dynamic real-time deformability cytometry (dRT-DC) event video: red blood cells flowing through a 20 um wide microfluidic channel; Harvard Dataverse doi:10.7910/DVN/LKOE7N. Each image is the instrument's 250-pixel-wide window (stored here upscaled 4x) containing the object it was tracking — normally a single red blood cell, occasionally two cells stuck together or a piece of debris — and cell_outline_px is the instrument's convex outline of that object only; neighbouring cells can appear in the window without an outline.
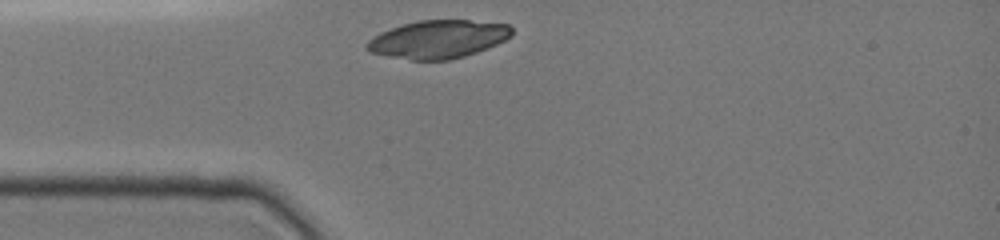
{"species": "common noctule bat (a hibernating species)", "species_latin": "Nyctalus noctula", "temperature_condition": "cold", "stored_images_in_passage": 16, "camera_frame_rate_fps": 3000, "um_per_image_px": 0.085, "animal": {"sex": "female", "body_mass_g": 19.0, "forearm_length_mm": 51.5}, "frame": {"image": 1, "passage_image": 1, "time_ms": 0.0, "image_size_px": [1000, 240], "cell_outline_px": [[512, 36], [496, 44], [476, 52], [464, 56], [448, 60], [412, 60], [388, 56], [372, 52], [364, 48], [364, 44], [368, 40], [380, 32], [404, 24], [420, 20], [468, 20], [508, 24], [512, 28]], "centroid_in_image_um": [37.23, 3.33], "position_along_channel_um": 47.8, "area_um2": 31.96}}
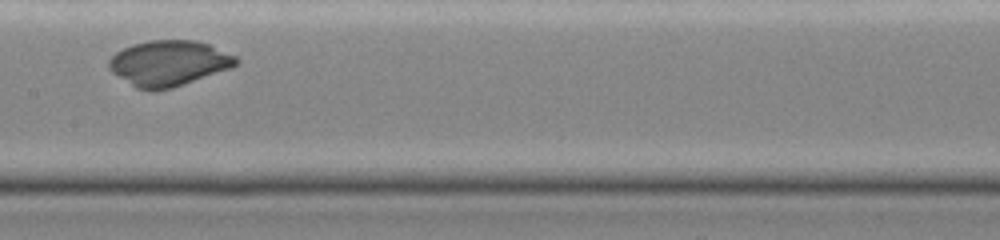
{"frame": {"image": 2, "passage_image": 10, "time_ms": 4.0, "image_size_px": [1000, 240], "cell_outline_px": [[240, 60], [232, 68], [172, 88], [152, 92], [148, 92], [136, 88], [112, 72], [108, 68], [108, 60], [116, 52], [132, 44], [148, 40], [196, 40], [208, 44], [236, 56]], "centroid_in_image_um": [14.33, 5.38], "position_along_channel_um": 193.1, "area_um2": 33.93}}
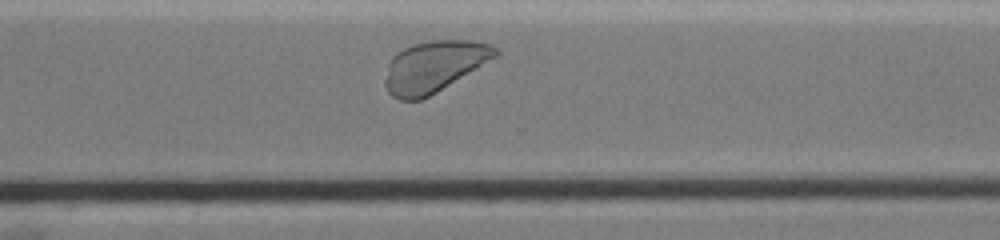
{"frame": {"image": 3, "passage_image": 16, "time_ms": 7.667, "image_size_px": [1000, 240], "cell_outline_px": [[500, 52], [496, 56], [436, 92], [420, 100], [400, 100], [392, 96], [388, 92], [384, 84], [384, 80], [388, 64], [392, 56], [396, 52], [404, 48], [416, 44], [432, 40], [472, 40], [492, 44]], "centroid_in_image_um": [36.86, 5.64], "position_along_channel_um": 333.7, "area_um2": 32.6}}